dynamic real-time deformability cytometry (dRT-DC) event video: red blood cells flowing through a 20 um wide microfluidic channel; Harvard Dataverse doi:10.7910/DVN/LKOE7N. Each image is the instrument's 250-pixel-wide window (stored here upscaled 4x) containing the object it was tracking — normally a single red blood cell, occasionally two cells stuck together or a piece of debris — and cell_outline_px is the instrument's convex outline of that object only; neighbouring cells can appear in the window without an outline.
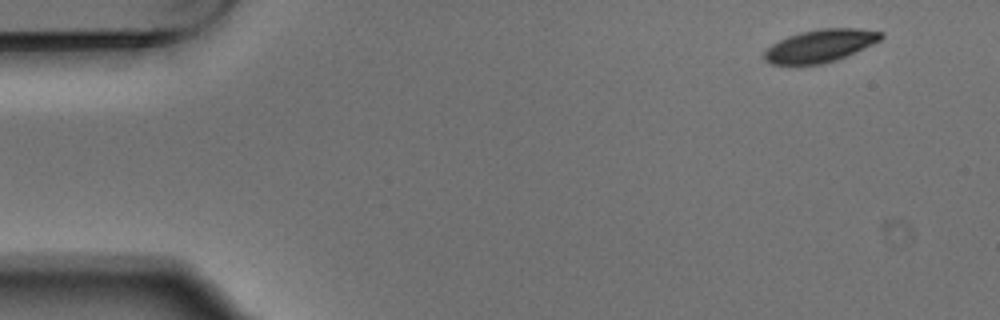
{"species": "Egyptian fruit bat (a non-hibernating species)", "species_latin": "Rousettus aegyptiacus", "temperature_condition": "warm", "stored_images_in_passage": 4, "camera_frame_rate_fps": 3000, "um_per_image_px": 0.085, "animal": {"sex": "male"}, "frame": {"image": 1, "passage_image": 1, "time_ms": 0.0, "image_size_px": [1000, 320], "cell_outline_px": [[884, 36], [880, 40], [872, 44], [836, 60], [820, 64], [772, 64], [764, 60], [764, 52], [772, 44], [788, 36], [800, 32], [820, 28], [860, 28], [884, 32]], "centroid_in_image_um": [69.73, 3.87], "position_along_channel_um": 15.3, "area_um2": 22.02}}